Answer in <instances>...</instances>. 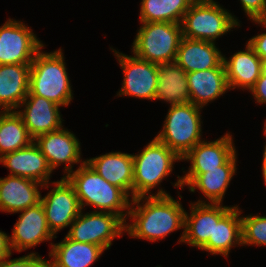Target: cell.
<instances>
[{"label":"cell","instance_id":"1","mask_svg":"<svg viewBox=\"0 0 266 267\" xmlns=\"http://www.w3.org/2000/svg\"><path fill=\"white\" fill-rule=\"evenodd\" d=\"M129 216L133 223L126 222L125 231L132 238L155 242L180 228L184 230L185 210L171 195L131 199Z\"/></svg>","mask_w":266,"mask_h":267},{"label":"cell","instance_id":"2","mask_svg":"<svg viewBox=\"0 0 266 267\" xmlns=\"http://www.w3.org/2000/svg\"><path fill=\"white\" fill-rule=\"evenodd\" d=\"M79 165L66 178L75 189L81 209L90 205L101 209V212L116 214L126 223L131 205L129 196L121 188L102 178L86 162Z\"/></svg>","mask_w":266,"mask_h":267},{"label":"cell","instance_id":"3","mask_svg":"<svg viewBox=\"0 0 266 267\" xmlns=\"http://www.w3.org/2000/svg\"><path fill=\"white\" fill-rule=\"evenodd\" d=\"M37 52L31 63L28 95H36L67 106L73 99L62 49Z\"/></svg>","mask_w":266,"mask_h":267},{"label":"cell","instance_id":"4","mask_svg":"<svg viewBox=\"0 0 266 267\" xmlns=\"http://www.w3.org/2000/svg\"><path fill=\"white\" fill-rule=\"evenodd\" d=\"M132 157L134 161L133 199L168 196L169 194L162 189H159L155 195H150V190L169 176L174 168V162L180 161L181 158L156 137L140 153L132 154Z\"/></svg>","mask_w":266,"mask_h":267},{"label":"cell","instance_id":"5","mask_svg":"<svg viewBox=\"0 0 266 267\" xmlns=\"http://www.w3.org/2000/svg\"><path fill=\"white\" fill-rule=\"evenodd\" d=\"M239 26L238 19L214 0H195L181 21L183 37L213 43Z\"/></svg>","mask_w":266,"mask_h":267},{"label":"cell","instance_id":"6","mask_svg":"<svg viewBox=\"0 0 266 267\" xmlns=\"http://www.w3.org/2000/svg\"><path fill=\"white\" fill-rule=\"evenodd\" d=\"M201 109L192 102L170 105L163 129L155 137L182 159L202 141Z\"/></svg>","mask_w":266,"mask_h":267},{"label":"cell","instance_id":"7","mask_svg":"<svg viewBox=\"0 0 266 267\" xmlns=\"http://www.w3.org/2000/svg\"><path fill=\"white\" fill-rule=\"evenodd\" d=\"M182 37L181 24L142 23L132 43V52L150 63L158 65L172 63L175 61Z\"/></svg>","mask_w":266,"mask_h":267},{"label":"cell","instance_id":"8","mask_svg":"<svg viewBox=\"0 0 266 267\" xmlns=\"http://www.w3.org/2000/svg\"><path fill=\"white\" fill-rule=\"evenodd\" d=\"M124 231L125 222L116 214L98 210L83 214L81 210L66 236L76 242L96 244L107 250L113 239L122 237Z\"/></svg>","mask_w":266,"mask_h":267},{"label":"cell","instance_id":"9","mask_svg":"<svg viewBox=\"0 0 266 267\" xmlns=\"http://www.w3.org/2000/svg\"><path fill=\"white\" fill-rule=\"evenodd\" d=\"M44 44L21 21L11 18L0 27V65L31 64Z\"/></svg>","mask_w":266,"mask_h":267},{"label":"cell","instance_id":"10","mask_svg":"<svg viewBox=\"0 0 266 267\" xmlns=\"http://www.w3.org/2000/svg\"><path fill=\"white\" fill-rule=\"evenodd\" d=\"M123 69V86L118 96H133L139 99L155 100L158 84V64L150 63L137 56H128L111 48Z\"/></svg>","mask_w":266,"mask_h":267},{"label":"cell","instance_id":"11","mask_svg":"<svg viewBox=\"0 0 266 267\" xmlns=\"http://www.w3.org/2000/svg\"><path fill=\"white\" fill-rule=\"evenodd\" d=\"M54 188L40 198L49 229L53 235L65 227L71 226L81 212V206L75 189L66 177L51 182Z\"/></svg>","mask_w":266,"mask_h":267},{"label":"cell","instance_id":"12","mask_svg":"<svg viewBox=\"0 0 266 267\" xmlns=\"http://www.w3.org/2000/svg\"><path fill=\"white\" fill-rule=\"evenodd\" d=\"M34 143L45 155L50 169L53 171L60 164H67L64 167L65 176L73 172V166L81 161L80 142L69 130L61 129L38 136Z\"/></svg>","mask_w":266,"mask_h":267},{"label":"cell","instance_id":"13","mask_svg":"<svg viewBox=\"0 0 266 267\" xmlns=\"http://www.w3.org/2000/svg\"><path fill=\"white\" fill-rule=\"evenodd\" d=\"M236 152L218 169L208 170L206 173H186L179 177L174 187L182 188L188 186L190 192L198 188L210 203H222L223 196L230 185L236 172Z\"/></svg>","mask_w":266,"mask_h":267},{"label":"cell","instance_id":"14","mask_svg":"<svg viewBox=\"0 0 266 267\" xmlns=\"http://www.w3.org/2000/svg\"><path fill=\"white\" fill-rule=\"evenodd\" d=\"M214 203V240L201 249L212 255L228 256L235 244L242 245L241 210L237 206H223Z\"/></svg>","mask_w":266,"mask_h":267},{"label":"cell","instance_id":"15","mask_svg":"<svg viewBox=\"0 0 266 267\" xmlns=\"http://www.w3.org/2000/svg\"><path fill=\"white\" fill-rule=\"evenodd\" d=\"M9 238L12 250L17 252L57 238L49 229L41 202L21 211Z\"/></svg>","mask_w":266,"mask_h":267},{"label":"cell","instance_id":"16","mask_svg":"<svg viewBox=\"0 0 266 267\" xmlns=\"http://www.w3.org/2000/svg\"><path fill=\"white\" fill-rule=\"evenodd\" d=\"M23 106H25L23 111L18 110L16 112L22 117L33 140L63 127V120L59 111L60 106L53 101L36 95H27L19 108Z\"/></svg>","mask_w":266,"mask_h":267},{"label":"cell","instance_id":"17","mask_svg":"<svg viewBox=\"0 0 266 267\" xmlns=\"http://www.w3.org/2000/svg\"><path fill=\"white\" fill-rule=\"evenodd\" d=\"M0 163L9 168V175L28 178L49 188L50 175L53 171L34 141L23 149L3 155L0 157Z\"/></svg>","mask_w":266,"mask_h":267},{"label":"cell","instance_id":"18","mask_svg":"<svg viewBox=\"0 0 266 267\" xmlns=\"http://www.w3.org/2000/svg\"><path fill=\"white\" fill-rule=\"evenodd\" d=\"M43 184L19 176L0 178V211L18 213L40 203Z\"/></svg>","mask_w":266,"mask_h":267},{"label":"cell","instance_id":"19","mask_svg":"<svg viewBox=\"0 0 266 267\" xmlns=\"http://www.w3.org/2000/svg\"><path fill=\"white\" fill-rule=\"evenodd\" d=\"M85 162L110 184L121 188L133 199L134 161L132 154L109 152Z\"/></svg>","mask_w":266,"mask_h":267},{"label":"cell","instance_id":"20","mask_svg":"<svg viewBox=\"0 0 266 267\" xmlns=\"http://www.w3.org/2000/svg\"><path fill=\"white\" fill-rule=\"evenodd\" d=\"M232 135L226 133L215 141H200L182 159L190 161L187 173H206L218 169L236 151Z\"/></svg>","mask_w":266,"mask_h":267},{"label":"cell","instance_id":"21","mask_svg":"<svg viewBox=\"0 0 266 267\" xmlns=\"http://www.w3.org/2000/svg\"><path fill=\"white\" fill-rule=\"evenodd\" d=\"M186 73L224 67L223 55L215 43L182 37L174 61Z\"/></svg>","mask_w":266,"mask_h":267},{"label":"cell","instance_id":"22","mask_svg":"<svg viewBox=\"0 0 266 267\" xmlns=\"http://www.w3.org/2000/svg\"><path fill=\"white\" fill-rule=\"evenodd\" d=\"M31 64L0 65V109L15 111L29 92Z\"/></svg>","mask_w":266,"mask_h":267},{"label":"cell","instance_id":"23","mask_svg":"<svg viewBox=\"0 0 266 267\" xmlns=\"http://www.w3.org/2000/svg\"><path fill=\"white\" fill-rule=\"evenodd\" d=\"M191 213L185 211V224L179 242L200 250L214 240V203L198 200L191 203Z\"/></svg>","mask_w":266,"mask_h":267},{"label":"cell","instance_id":"24","mask_svg":"<svg viewBox=\"0 0 266 267\" xmlns=\"http://www.w3.org/2000/svg\"><path fill=\"white\" fill-rule=\"evenodd\" d=\"M190 102L203 108L230 90L225 67H216L187 73Z\"/></svg>","mask_w":266,"mask_h":267},{"label":"cell","instance_id":"25","mask_svg":"<svg viewBox=\"0 0 266 267\" xmlns=\"http://www.w3.org/2000/svg\"><path fill=\"white\" fill-rule=\"evenodd\" d=\"M223 64L229 89L241 87L250 91L261 76L262 59L248 43L244 51L234 53L228 60L223 56Z\"/></svg>","mask_w":266,"mask_h":267},{"label":"cell","instance_id":"26","mask_svg":"<svg viewBox=\"0 0 266 267\" xmlns=\"http://www.w3.org/2000/svg\"><path fill=\"white\" fill-rule=\"evenodd\" d=\"M104 251L96 244L76 242L65 236L61 242L51 243L50 267H90Z\"/></svg>","mask_w":266,"mask_h":267},{"label":"cell","instance_id":"27","mask_svg":"<svg viewBox=\"0 0 266 267\" xmlns=\"http://www.w3.org/2000/svg\"><path fill=\"white\" fill-rule=\"evenodd\" d=\"M157 99L170 105L190 102L187 73L175 62L158 65Z\"/></svg>","mask_w":266,"mask_h":267},{"label":"cell","instance_id":"28","mask_svg":"<svg viewBox=\"0 0 266 267\" xmlns=\"http://www.w3.org/2000/svg\"><path fill=\"white\" fill-rule=\"evenodd\" d=\"M33 141L16 111H0V157L23 149Z\"/></svg>","mask_w":266,"mask_h":267},{"label":"cell","instance_id":"29","mask_svg":"<svg viewBox=\"0 0 266 267\" xmlns=\"http://www.w3.org/2000/svg\"><path fill=\"white\" fill-rule=\"evenodd\" d=\"M195 0H142L140 22L181 24L184 14Z\"/></svg>","mask_w":266,"mask_h":267},{"label":"cell","instance_id":"30","mask_svg":"<svg viewBox=\"0 0 266 267\" xmlns=\"http://www.w3.org/2000/svg\"><path fill=\"white\" fill-rule=\"evenodd\" d=\"M243 245L266 246V216L248 215L241 217Z\"/></svg>","mask_w":266,"mask_h":267},{"label":"cell","instance_id":"31","mask_svg":"<svg viewBox=\"0 0 266 267\" xmlns=\"http://www.w3.org/2000/svg\"><path fill=\"white\" fill-rule=\"evenodd\" d=\"M36 254L29 253L26 256L15 259H8L10 257H6L0 261V267H50V260L43 259Z\"/></svg>","mask_w":266,"mask_h":267},{"label":"cell","instance_id":"32","mask_svg":"<svg viewBox=\"0 0 266 267\" xmlns=\"http://www.w3.org/2000/svg\"><path fill=\"white\" fill-rule=\"evenodd\" d=\"M240 3L252 21H266V0H240Z\"/></svg>","mask_w":266,"mask_h":267},{"label":"cell","instance_id":"33","mask_svg":"<svg viewBox=\"0 0 266 267\" xmlns=\"http://www.w3.org/2000/svg\"><path fill=\"white\" fill-rule=\"evenodd\" d=\"M255 23L261 24L266 28V21H254ZM254 52L262 59L266 60V33L258 34L247 42Z\"/></svg>","mask_w":266,"mask_h":267},{"label":"cell","instance_id":"34","mask_svg":"<svg viewBox=\"0 0 266 267\" xmlns=\"http://www.w3.org/2000/svg\"><path fill=\"white\" fill-rule=\"evenodd\" d=\"M250 91L257 103L266 104V77L261 75Z\"/></svg>","mask_w":266,"mask_h":267},{"label":"cell","instance_id":"35","mask_svg":"<svg viewBox=\"0 0 266 267\" xmlns=\"http://www.w3.org/2000/svg\"><path fill=\"white\" fill-rule=\"evenodd\" d=\"M12 248L10 245L9 236L0 231V261L6 257H10L12 254Z\"/></svg>","mask_w":266,"mask_h":267},{"label":"cell","instance_id":"36","mask_svg":"<svg viewBox=\"0 0 266 267\" xmlns=\"http://www.w3.org/2000/svg\"><path fill=\"white\" fill-rule=\"evenodd\" d=\"M262 177L264 178V183L266 185V150L263 152V162H262Z\"/></svg>","mask_w":266,"mask_h":267},{"label":"cell","instance_id":"37","mask_svg":"<svg viewBox=\"0 0 266 267\" xmlns=\"http://www.w3.org/2000/svg\"><path fill=\"white\" fill-rule=\"evenodd\" d=\"M261 75L266 77V60H262Z\"/></svg>","mask_w":266,"mask_h":267},{"label":"cell","instance_id":"38","mask_svg":"<svg viewBox=\"0 0 266 267\" xmlns=\"http://www.w3.org/2000/svg\"><path fill=\"white\" fill-rule=\"evenodd\" d=\"M264 134H265V136H266V120H265V123H264ZM264 150H266V145L264 146Z\"/></svg>","mask_w":266,"mask_h":267}]
</instances>
